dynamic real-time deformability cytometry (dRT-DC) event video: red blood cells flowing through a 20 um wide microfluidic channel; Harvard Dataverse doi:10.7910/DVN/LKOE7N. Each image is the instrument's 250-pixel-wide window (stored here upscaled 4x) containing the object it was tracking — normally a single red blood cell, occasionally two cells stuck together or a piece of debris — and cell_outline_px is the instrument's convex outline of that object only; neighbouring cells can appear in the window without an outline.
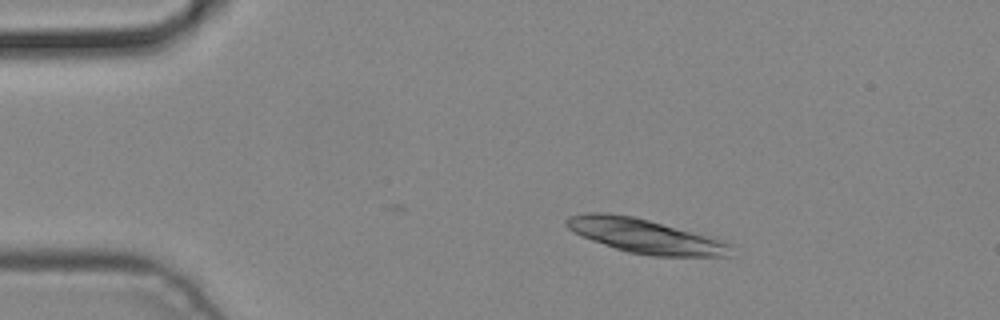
{"species": "common noctule bat (a hibernating species)", "species_latin": "Nyctalus noctula", "temperature_condition": "cold", "stored_images_in_passage": 4, "camera_frame_rate_fps": 3000, "um_per_image_px": 0.085, "animal": {"sex": "male", "body_mass_g": 19.2, "forearm_length_mm": 51.8}, "frame": {"image": 1, "passage_image": 1, "time_ms": 0.0, "image_size_px": [1000, 320], "cell_outline_px": [[732, 256], [652, 256], [628, 252], [580, 236], [572, 232], [564, 224], [564, 220], [568, 216], [584, 212], [604, 212], [632, 216], [728, 240], [732, 244]], "centroid_in_image_um": [54.86, 20.05], "position_along_channel_um": 30.1, "area_um2": 33.23}}
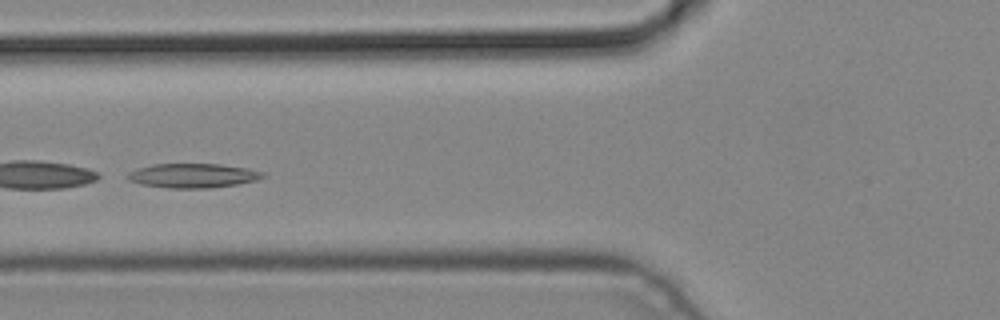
{"frame": {"image": 2, "passage_image": 3, "time_ms": 0.667, "image_size_px": [1000, 320], "cell_outline_px": [[264, 176], [256, 180], [240, 184], [212, 188], [168, 188], [140, 184], [128, 180], [128, 172], [136, 168], [152, 164], [220, 164], [248, 168], [264, 172]], "centroid_in_image_um": [16.39, 14.93], "position_along_channel_um": 109.4, "area_um2": 19.31}}
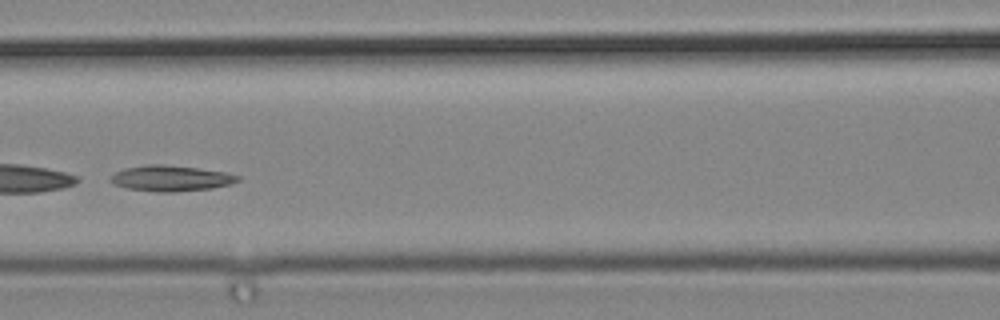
{"frame": {"image": 3, "passage_image": 4, "time_ms": 1.0, "image_size_px": [1000, 320], "cell_outline_px": [[240, 180], [232, 184], [212, 188], [172, 192], [156, 192], [124, 188], [112, 184], [108, 180], [116, 172], [124, 168], [148, 164], [160, 164], [196, 168], [224, 172], [240, 176]], "centroid_in_image_um": [14.49, 15.16], "position_along_channel_um": 152.1, "area_um2": 19.13}}